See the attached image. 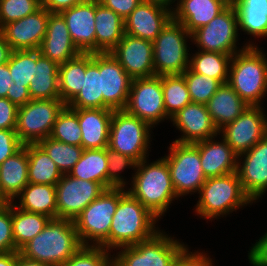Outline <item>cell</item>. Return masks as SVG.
Masks as SVG:
<instances>
[{
    "label": "cell",
    "instance_id": "cell-17",
    "mask_svg": "<svg viewBox=\"0 0 267 266\" xmlns=\"http://www.w3.org/2000/svg\"><path fill=\"white\" fill-rule=\"evenodd\" d=\"M101 92L103 109L124 110L132 78L110 53H100Z\"/></svg>",
    "mask_w": 267,
    "mask_h": 266
},
{
    "label": "cell",
    "instance_id": "cell-30",
    "mask_svg": "<svg viewBox=\"0 0 267 266\" xmlns=\"http://www.w3.org/2000/svg\"><path fill=\"white\" fill-rule=\"evenodd\" d=\"M67 106L71 109H103L100 53H86V72L83 74L82 88Z\"/></svg>",
    "mask_w": 267,
    "mask_h": 266
},
{
    "label": "cell",
    "instance_id": "cell-43",
    "mask_svg": "<svg viewBox=\"0 0 267 266\" xmlns=\"http://www.w3.org/2000/svg\"><path fill=\"white\" fill-rule=\"evenodd\" d=\"M182 75L188 87L191 102L206 104L222 85L217 79L198 74L187 68Z\"/></svg>",
    "mask_w": 267,
    "mask_h": 266
},
{
    "label": "cell",
    "instance_id": "cell-25",
    "mask_svg": "<svg viewBox=\"0 0 267 266\" xmlns=\"http://www.w3.org/2000/svg\"><path fill=\"white\" fill-rule=\"evenodd\" d=\"M112 109H77L83 149L108 147Z\"/></svg>",
    "mask_w": 267,
    "mask_h": 266
},
{
    "label": "cell",
    "instance_id": "cell-59",
    "mask_svg": "<svg viewBox=\"0 0 267 266\" xmlns=\"http://www.w3.org/2000/svg\"><path fill=\"white\" fill-rule=\"evenodd\" d=\"M143 2H149V3H156V4H159V5H162L168 9H171L170 8V5L172 3H174L176 0H141Z\"/></svg>",
    "mask_w": 267,
    "mask_h": 266
},
{
    "label": "cell",
    "instance_id": "cell-39",
    "mask_svg": "<svg viewBox=\"0 0 267 266\" xmlns=\"http://www.w3.org/2000/svg\"><path fill=\"white\" fill-rule=\"evenodd\" d=\"M162 90L165 111L170 118L191 103L188 87L182 74L163 75Z\"/></svg>",
    "mask_w": 267,
    "mask_h": 266
},
{
    "label": "cell",
    "instance_id": "cell-33",
    "mask_svg": "<svg viewBox=\"0 0 267 266\" xmlns=\"http://www.w3.org/2000/svg\"><path fill=\"white\" fill-rule=\"evenodd\" d=\"M238 27L254 37L267 36V0H234Z\"/></svg>",
    "mask_w": 267,
    "mask_h": 266
},
{
    "label": "cell",
    "instance_id": "cell-40",
    "mask_svg": "<svg viewBox=\"0 0 267 266\" xmlns=\"http://www.w3.org/2000/svg\"><path fill=\"white\" fill-rule=\"evenodd\" d=\"M38 145L47 153L56 164L62 175L68 174L74 165L80 160L83 147L62 143L47 137Z\"/></svg>",
    "mask_w": 267,
    "mask_h": 266
},
{
    "label": "cell",
    "instance_id": "cell-18",
    "mask_svg": "<svg viewBox=\"0 0 267 266\" xmlns=\"http://www.w3.org/2000/svg\"><path fill=\"white\" fill-rule=\"evenodd\" d=\"M50 12L41 7L33 14L4 25L0 32L15 50H39L46 35Z\"/></svg>",
    "mask_w": 267,
    "mask_h": 266
},
{
    "label": "cell",
    "instance_id": "cell-52",
    "mask_svg": "<svg viewBox=\"0 0 267 266\" xmlns=\"http://www.w3.org/2000/svg\"><path fill=\"white\" fill-rule=\"evenodd\" d=\"M248 254L252 266H267V233L257 240Z\"/></svg>",
    "mask_w": 267,
    "mask_h": 266
},
{
    "label": "cell",
    "instance_id": "cell-13",
    "mask_svg": "<svg viewBox=\"0 0 267 266\" xmlns=\"http://www.w3.org/2000/svg\"><path fill=\"white\" fill-rule=\"evenodd\" d=\"M124 110L152 127L162 120L171 119L165 111L162 76L134 78Z\"/></svg>",
    "mask_w": 267,
    "mask_h": 266
},
{
    "label": "cell",
    "instance_id": "cell-31",
    "mask_svg": "<svg viewBox=\"0 0 267 266\" xmlns=\"http://www.w3.org/2000/svg\"><path fill=\"white\" fill-rule=\"evenodd\" d=\"M59 65L36 50L35 76L30 80L29 93L32 100L60 99Z\"/></svg>",
    "mask_w": 267,
    "mask_h": 266
},
{
    "label": "cell",
    "instance_id": "cell-51",
    "mask_svg": "<svg viewBox=\"0 0 267 266\" xmlns=\"http://www.w3.org/2000/svg\"><path fill=\"white\" fill-rule=\"evenodd\" d=\"M99 2L104 7L113 10L121 18L126 19L141 0H99Z\"/></svg>",
    "mask_w": 267,
    "mask_h": 266
},
{
    "label": "cell",
    "instance_id": "cell-56",
    "mask_svg": "<svg viewBox=\"0 0 267 266\" xmlns=\"http://www.w3.org/2000/svg\"><path fill=\"white\" fill-rule=\"evenodd\" d=\"M13 49L5 41L4 36L0 32V64L7 63L11 57Z\"/></svg>",
    "mask_w": 267,
    "mask_h": 266
},
{
    "label": "cell",
    "instance_id": "cell-19",
    "mask_svg": "<svg viewBox=\"0 0 267 266\" xmlns=\"http://www.w3.org/2000/svg\"><path fill=\"white\" fill-rule=\"evenodd\" d=\"M110 53L132 79L155 76L151 41L124 34Z\"/></svg>",
    "mask_w": 267,
    "mask_h": 266
},
{
    "label": "cell",
    "instance_id": "cell-38",
    "mask_svg": "<svg viewBox=\"0 0 267 266\" xmlns=\"http://www.w3.org/2000/svg\"><path fill=\"white\" fill-rule=\"evenodd\" d=\"M189 59V69L195 73L217 79L221 84L228 81L232 55L200 51Z\"/></svg>",
    "mask_w": 267,
    "mask_h": 266
},
{
    "label": "cell",
    "instance_id": "cell-42",
    "mask_svg": "<svg viewBox=\"0 0 267 266\" xmlns=\"http://www.w3.org/2000/svg\"><path fill=\"white\" fill-rule=\"evenodd\" d=\"M13 83L29 87L36 71V50H15L7 62Z\"/></svg>",
    "mask_w": 267,
    "mask_h": 266
},
{
    "label": "cell",
    "instance_id": "cell-26",
    "mask_svg": "<svg viewBox=\"0 0 267 266\" xmlns=\"http://www.w3.org/2000/svg\"><path fill=\"white\" fill-rule=\"evenodd\" d=\"M228 6L225 0H179L173 8L175 10L172 9V15L191 34L207 25Z\"/></svg>",
    "mask_w": 267,
    "mask_h": 266
},
{
    "label": "cell",
    "instance_id": "cell-2",
    "mask_svg": "<svg viewBox=\"0 0 267 266\" xmlns=\"http://www.w3.org/2000/svg\"><path fill=\"white\" fill-rule=\"evenodd\" d=\"M147 158L136 164L128 192L157 219L168 210L176 195L167 161L161 157L153 163ZM137 168V169H136ZM159 217V218H158Z\"/></svg>",
    "mask_w": 267,
    "mask_h": 266
},
{
    "label": "cell",
    "instance_id": "cell-23",
    "mask_svg": "<svg viewBox=\"0 0 267 266\" xmlns=\"http://www.w3.org/2000/svg\"><path fill=\"white\" fill-rule=\"evenodd\" d=\"M39 51L58 65L81 54L73 43L66 22L60 13H50L46 35Z\"/></svg>",
    "mask_w": 267,
    "mask_h": 266
},
{
    "label": "cell",
    "instance_id": "cell-15",
    "mask_svg": "<svg viewBox=\"0 0 267 266\" xmlns=\"http://www.w3.org/2000/svg\"><path fill=\"white\" fill-rule=\"evenodd\" d=\"M239 156L267 135V116L261 106H248L232 123L219 130V135Z\"/></svg>",
    "mask_w": 267,
    "mask_h": 266
},
{
    "label": "cell",
    "instance_id": "cell-55",
    "mask_svg": "<svg viewBox=\"0 0 267 266\" xmlns=\"http://www.w3.org/2000/svg\"><path fill=\"white\" fill-rule=\"evenodd\" d=\"M11 83H13V80L8 64H0V98H6Z\"/></svg>",
    "mask_w": 267,
    "mask_h": 266
},
{
    "label": "cell",
    "instance_id": "cell-44",
    "mask_svg": "<svg viewBox=\"0 0 267 266\" xmlns=\"http://www.w3.org/2000/svg\"><path fill=\"white\" fill-rule=\"evenodd\" d=\"M41 8V0H0V29L13 21L33 14Z\"/></svg>",
    "mask_w": 267,
    "mask_h": 266
},
{
    "label": "cell",
    "instance_id": "cell-36",
    "mask_svg": "<svg viewBox=\"0 0 267 266\" xmlns=\"http://www.w3.org/2000/svg\"><path fill=\"white\" fill-rule=\"evenodd\" d=\"M27 155L29 183L56 186L62 173L47 153L38 144H28Z\"/></svg>",
    "mask_w": 267,
    "mask_h": 266
},
{
    "label": "cell",
    "instance_id": "cell-53",
    "mask_svg": "<svg viewBox=\"0 0 267 266\" xmlns=\"http://www.w3.org/2000/svg\"><path fill=\"white\" fill-rule=\"evenodd\" d=\"M7 99H9L17 107H21L31 100L29 89L26 86H19L11 83L8 92Z\"/></svg>",
    "mask_w": 267,
    "mask_h": 266
},
{
    "label": "cell",
    "instance_id": "cell-1",
    "mask_svg": "<svg viewBox=\"0 0 267 266\" xmlns=\"http://www.w3.org/2000/svg\"><path fill=\"white\" fill-rule=\"evenodd\" d=\"M81 246L74 221L55 218L27 242L19 253L49 266H62Z\"/></svg>",
    "mask_w": 267,
    "mask_h": 266
},
{
    "label": "cell",
    "instance_id": "cell-3",
    "mask_svg": "<svg viewBox=\"0 0 267 266\" xmlns=\"http://www.w3.org/2000/svg\"><path fill=\"white\" fill-rule=\"evenodd\" d=\"M157 221L135 197L120 187V200L108 236V250L122 249L151 238L159 231L155 227Z\"/></svg>",
    "mask_w": 267,
    "mask_h": 266
},
{
    "label": "cell",
    "instance_id": "cell-22",
    "mask_svg": "<svg viewBox=\"0 0 267 266\" xmlns=\"http://www.w3.org/2000/svg\"><path fill=\"white\" fill-rule=\"evenodd\" d=\"M81 53H95V0H85L60 12Z\"/></svg>",
    "mask_w": 267,
    "mask_h": 266
},
{
    "label": "cell",
    "instance_id": "cell-6",
    "mask_svg": "<svg viewBox=\"0 0 267 266\" xmlns=\"http://www.w3.org/2000/svg\"><path fill=\"white\" fill-rule=\"evenodd\" d=\"M119 200L120 187L108 188L78 215L74 224L82 246H90V240L91 246L108 250V236Z\"/></svg>",
    "mask_w": 267,
    "mask_h": 266
},
{
    "label": "cell",
    "instance_id": "cell-20",
    "mask_svg": "<svg viewBox=\"0 0 267 266\" xmlns=\"http://www.w3.org/2000/svg\"><path fill=\"white\" fill-rule=\"evenodd\" d=\"M173 18L172 10L156 3L141 1L124 19L125 34L153 42Z\"/></svg>",
    "mask_w": 267,
    "mask_h": 266
},
{
    "label": "cell",
    "instance_id": "cell-54",
    "mask_svg": "<svg viewBox=\"0 0 267 266\" xmlns=\"http://www.w3.org/2000/svg\"><path fill=\"white\" fill-rule=\"evenodd\" d=\"M85 0H41V7L47 9L50 13H60Z\"/></svg>",
    "mask_w": 267,
    "mask_h": 266
},
{
    "label": "cell",
    "instance_id": "cell-37",
    "mask_svg": "<svg viewBox=\"0 0 267 266\" xmlns=\"http://www.w3.org/2000/svg\"><path fill=\"white\" fill-rule=\"evenodd\" d=\"M86 72V53L59 65L58 81L60 99L68 105L80 92Z\"/></svg>",
    "mask_w": 267,
    "mask_h": 266
},
{
    "label": "cell",
    "instance_id": "cell-24",
    "mask_svg": "<svg viewBox=\"0 0 267 266\" xmlns=\"http://www.w3.org/2000/svg\"><path fill=\"white\" fill-rule=\"evenodd\" d=\"M214 138L193 143L199 149L206 178L228 175L237 170L238 155L223 138L221 142L215 141Z\"/></svg>",
    "mask_w": 267,
    "mask_h": 266
},
{
    "label": "cell",
    "instance_id": "cell-48",
    "mask_svg": "<svg viewBox=\"0 0 267 266\" xmlns=\"http://www.w3.org/2000/svg\"><path fill=\"white\" fill-rule=\"evenodd\" d=\"M23 146L15 129H0V165Z\"/></svg>",
    "mask_w": 267,
    "mask_h": 266
},
{
    "label": "cell",
    "instance_id": "cell-45",
    "mask_svg": "<svg viewBox=\"0 0 267 266\" xmlns=\"http://www.w3.org/2000/svg\"><path fill=\"white\" fill-rule=\"evenodd\" d=\"M108 252L102 246H81L62 266H113Z\"/></svg>",
    "mask_w": 267,
    "mask_h": 266
},
{
    "label": "cell",
    "instance_id": "cell-60",
    "mask_svg": "<svg viewBox=\"0 0 267 266\" xmlns=\"http://www.w3.org/2000/svg\"><path fill=\"white\" fill-rule=\"evenodd\" d=\"M7 202L2 198V196L0 195V207L5 205Z\"/></svg>",
    "mask_w": 267,
    "mask_h": 266
},
{
    "label": "cell",
    "instance_id": "cell-57",
    "mask_svg": "<svg viewBox=\"0 0 267 266\" xmlns=\"http://www.w3.org/2000/svg\"><path fill=\"white\" fill-rule=\"evenodd\" d=\"M17 251L0 253V266H15Z\"/></svg>",
    "mask_w": 267,
    "mask_h": 266
},
{
    "label": "cell",
    "instance_id": "cell-8",
    "mask_svg": "<svg viewBox=\"0 0 267 266\" xmlns=\"http://www.w3.org/2000/svg\"><path fill=\"white\" fill-rule=\"evenodd\" d=\"M185 247L159 230L147 240L122 247L113 258V266H175Z\"/></svg>",
    "mask_w": 267,
    "mask_h": 266
},
{
    "label": "cell",
    "instance_id": "cell-34",
    "mask_svg": "<svg viewBox=\"0 0 267 266\" xmlns=\"http://www.w3.org/2000/svg\"><path fill=\"white\" fill-rule=\"evenodd\" d=\"M107 148L84 149L80 160L68 175L86 181H95L107 189Z\"/></svg>",
    "mask_w": 267,
    "mask_h": 266
},
{
    "label": "cell",
    "instance_id": "cell-61",
    "mask_svg": "<svg viewBox=\"0 0 267 266\" xmlns=\"http://www.w3.org/2000/svg\"><path fill=\"white\" fill-rule=\"evenodd\" d=\"M229 5H231L233 2H234V0H225Z\"/></svg>",
    "mask_w": 267,
    "mask_h": 266
},
{
    "label": "cell",
    "instance_id": "cell-47",
    "mask_svg": "<svg viewBox=\"0 0 267 266\" xmlns=\"http://www.w3.org/2000/svg\"><path fill=\"white\" fill-rule=\"evenodd\" d=\"M15 251L12 229V202L0 207V253Z\"/></svg>",
    "mask_w": 267,
    "mask_h": 266
},
{
    "label": "cell",
    "instance_id": "cell-9",
    "mask_svg": "<svg viewBox=\"0 0 267 266\" xmlns=\"http://www.w3.org/2000/svg\"><path fill=\"white\" fill-rule=\"evenodd\" d=\"M150 127L147 122L125 110H113L107 148L127 155L138 163L147 158Z\"/></svg>",
    "mask_w": 267,
    "mask_h": 266
},
{
    "label": "cell",
    "instance_id": "cell-50",
    "mask_svg": "<svg viewBox=\"0 0 267 266\" xmlns=\"http://www.w3.org/2000/svg\"><path fill=\"white\" fill-rule=\"evenodd\" d=\"M187 246L177 257L175 266H213L212 259L207 254L197 251L192 253L188 251Z\"/></svg>",
    "mask_w": 267,
    "mask_h": 266
},
{
    "label": "cell",
    "instance_id": "cell-12",
    "mask_svg": "<svg viewBox=\"0 0 267 266\" xmlns=\"http://www.w3.org/2000/svg\"><path fill=\"white\" fill-rule=\"evenodd\" d=\"M238 16L233 4L229 5L218 16L191 33V39L201 51L217 52L234 55L247 46H256L253 43L245 44L237 50Z\"/></svg>",
    "mask_w": 267,
    "mask_h": 266
},
{
    "label": "cell",
    "instance_id": "cell-5",
    "mask_svg": "<svg viewBox=\"0 0 267 266\" xmlns=\"http://www.w3.org/2000/svg\"><path fill=\"white\" fill-rule=\"evenodd\" d=\"M196 213L204 219L216 218L229 214L242 206L253 203L241 186L237 172L210 177L204 182L199 192Z\"/></svg>",
    "mask_w": 267,
    "mask_h": 266
},
{
    "label": "cell",
    "instance_id": "cell-27",
    "mask_svg": "<svg viewBox=\"0 0 267 266\" xmlns=\"http://www.w3.org/2000/svg\"><path fill=\"white\" fill-rule=\"evenodd\" d=\"M28 183V155L25 145L0 165V195L6 202H14L15 197Z\"/></svg>",
    "mask_w": 267,
    "mask_h": 266
},
{
    "label": "cell",
    "instance_id": "cell-11",
    "mask_svg": "<svg viewBox=\"0 0 267 266\" xmlns=\"http://www.w3.org/2000/svg\"><path fill=\"white\" fill-rule=\"evenodd\" d=\"M167 161L170 176L178 197L191 192H199L207 180L201 166L199 149L193 143H178L173 141Z\"/></svg>",
    "mask_w": 267,
    "mask_h": 266
},
{
    "label": "cell",
    "instance_id": "cell-49",
    "mask_svg": "<svg viewBox=\"0 0 267 266\" xmlns=\"http://www.w3.org/2000/svg\"><path fill=\"white\" fill-rule=\"evenodd\" d=\"M18 107L7 98H0V129H15Z\"/></svg>",
    "mask_w": 267,
    "mask_h": 266
},
{
    "label": "cell",
    "instance_id": "cell-46",
    "mask_svg": "<svg viewBox=\"0 0 267 266\" xmlns=\"http://www.w3.org/2000/svg\"><path fill=\"white\" fill-rule=\"evenodd\" d=\"M107 159V189L113 187L126 188L125 184L127 183L118 172L123 171V169L127 166H129L130 168L133 167V169H135L137 162L131 157L109 148H107Z\"/></svg>",
    "mask_w": 267,
    "mask_h": 266
},
{
    "label": "cell",
    "instance_id": "cell-41",
    "mask_svg": "<svg viewBox=\"0 0 267 266\" xmlns=\"http://www.w3.org/2000/svg\"><path fill=\"white\" fill-rule=\"evenodd\" d=\"M81 134L77 109L66 105L55 120L50 137L62 143L81 146Z\"/></svg>",
    "mask_w": 267,
    "mask_h": 266
},
{
    "label": "cell",
    "instance_id": "cell-4",
    "mask_svg": "<svg viewBox=\"0 0 267 266\" xmlns=\"http://www.w3.org/2000/svg\"><path fill=\"white\" fill-rule=\"evenodd\" d=\"M257 46L235 53L227 83L249 105L261 106L267 92V58Z\"/></svg>",
    "mask_w": 267,
    "mask_h": 266
},
{
    "label": "cell",
    "instance_id": "cell-28",
    "mask_svg": "<svg viewBox=\"0 0 267 266\" xmlns=\"http://www.w3.org/2000/svg\"><path fill=\"white\" fill-rule=\"evenodd\" d=\"M95 53L111 52L122 40L124 19L95 0Z\"/></svg>",
    "mask_w": 267,
    "mask_h": 266
},
{
    "label": "cell",
    "instance_id": "cell-16",
    "mask_svg": "<svg viewBox=\"0 0 267 266\" xmlns=\"http://www.w3.org/2000/svg\"><path fill=\"white\" fill-rule=\"evenodd\" d=\"M243 156L245 159L241 165L239 161ZM236 172L243 191L252 202L264 195L267 191V135L250 150L238 156Z\"/></svg>",
    "mask_w": 267,
    "mask_h": 266
},
{
    "label": "cell",
    "instance_id": "cell-14",
    "mask_svg": "<svg viewBox=\"0 0 267 266\" xmlns=\"http://www.w3.org/2000/svg\"><path fill=\"white\" fill-rule=\"evenodd\" d=\"M105 190L98 182L62 175L56 184L57 218L74 221Z\"/></svg>",
    "mask_w": 267,
    "mask_h": 266
},
{
    "label": "cell",
    "instance_id": "cell-29",
    "mask_svg": "<svg viewBox=\"0 0 267 266\" xmlns=\"http://www.w3.org/2000/svg\"><path fill=\"white\" fill-rule=\"evenodd\" d=\"M249 105L228 84H222L206 103L207 111L218 131L232 123Z\"/></svg>",
    "mask_w": 267,
    "mask_h": 266
},
{
    "label": "cell",
    "instance_id": "cell-58",
    "mask_svg": "<svg viewBox=\"0 0 267 266\" xmlns=\"http://www.w3.org/2000/svg\"><path fill=\"white\" fill-rule=\"evenodd\" d=\"M15 266H49V265L43 262L28 259L23 255H21L19 251H17V259Z\"/></svg>",
    "mask_w": 267,
    "mask_h": 266
},
{
    "label": "cell",
    "instance_id": "cell-35",
    "mask_svg": "<svg viewBox=\"0 0 267 266\" xmlns=\"http://www.w3.org/2000/svg\"><path fill=\"white\" fill-rule=\"evenodd\" d=\"M51 220L40 213L21 210L12 202V229L15 251H19L27 242L41 233Z\"/></svg>",
    "mask_w": 267,
    "mask_h": 266
},
{
    "label": "cell",
    "instance_id": "cell-32",
    "mask_svg": "<svg viewBox=\"0 0 267 266\" xmlns=\"http://www.w3.org/2000/svg\"><path fill=\"white\" fill-rule=\"evenodd\" d=\"M16 198L20 200V204L15 203V206L21 210L40 213L51 219L57 218L56 186L54 185L28 183Z\"/></svg>",
    "mask_w": 267,
    "mask_h": 266
},
{
    "label": "cell",
    "instance_id": "cell-21",
    "mask_svg": "<svg viewBox=\"0 0 267 266\" xmlns=\"http://www.w3.org/2000/svg\"><path fill=\"white\" fill-rule=\"evenodd\" d=\"M171 121L183 133L175 140L178 143H196L219 134L206 104L191 102L173 115Z\"/></svg>",
    "mask_w": 267,
    "mask_h": 266
},
{
    "label": "cell",
    "instance_id": "cell-10",
    "mask_svg": "<svg viewBox=\"0 0 267 266\" xmlns=\"http://www.w3.org/2000/svg\"><path fill=\"white\" fill-rule=\"evenodd\" d=\"M65 106L61 99H31L18 107L15 131L21 143L38 144L50 137L55 120Z\"/></svg>",
    "mask_w": 267,
    "mask_h": 266
},
{
    "label": "cell",
    "instance_id": "cell-7",
    "mask_svg": "<svg viewBox=\"0 0 267 266\" xmlns=\"http://www.w3.org/2000/svg\"><path fill=\"white\" fill-rule=\"evenodd\" d=\"M187 37L183 24L173 18L166 24L152 42L155 75H179L189 68Z\"/></svg>",
    "mask_w": 267,
    "mask_h": 266
}]
</instances>
